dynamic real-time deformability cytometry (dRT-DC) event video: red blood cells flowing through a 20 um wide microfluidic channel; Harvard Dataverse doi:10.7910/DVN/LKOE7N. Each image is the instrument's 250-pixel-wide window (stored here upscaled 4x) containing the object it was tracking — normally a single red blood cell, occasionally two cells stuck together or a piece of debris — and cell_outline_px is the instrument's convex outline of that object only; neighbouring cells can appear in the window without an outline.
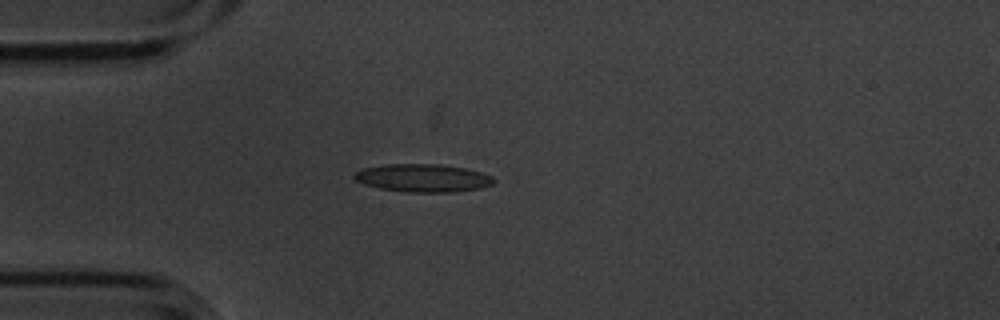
{"species": "common noctule bat (a hibernating species)", "species_latin": "Nyctalus noctula", "temperature_condition": "cold", "stored_images_in_passage": 2, "camera_frame_rate_fps": 3000, "um_per_image_px": 0.085, "animal": {"sex": "male", "body_mass_g": 20.1, "forearm_length_mm": 53.5}, "frame": {"image": 1, "passage_image": 1, "time_ms": 0.0, "image_size_px": [1000, 320], "cell_outline_px": [[496, 180], [492, 184], [480, 188], [452, 192], [408, 192], [380, 188], [364, 184], [356, 180], [352, 176], [356, 172], [364, 168], [384, 164], [440, 164], [464, 168], [480, 172], [492, 176]], "centroid_in_image_um": [35.95, 15.12], "position_along_channel_um": 49.1, "area_um2": 22.6}}